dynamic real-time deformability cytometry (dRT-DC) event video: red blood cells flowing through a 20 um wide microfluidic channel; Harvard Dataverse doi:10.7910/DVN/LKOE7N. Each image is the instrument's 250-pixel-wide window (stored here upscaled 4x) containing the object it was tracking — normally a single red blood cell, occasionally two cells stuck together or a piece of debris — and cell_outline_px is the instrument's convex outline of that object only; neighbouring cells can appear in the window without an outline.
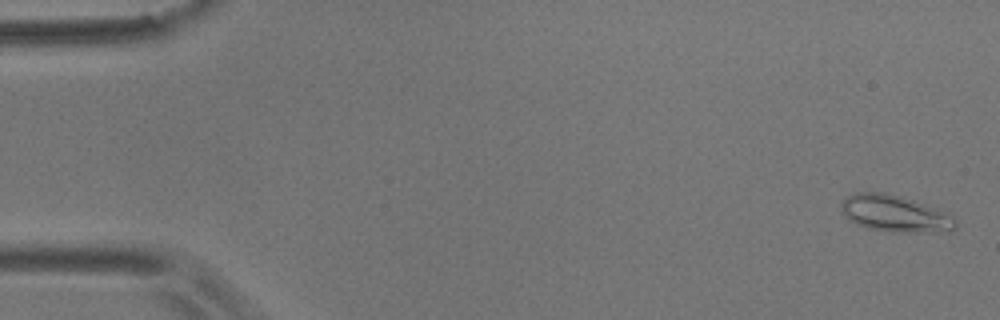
{"species": "common noctule bat (a hibernating species)", "species_latin": "Nyctalus noctula", "temperature_condition": "room temperature", "stored_images_in_passage": 59, "camera_frame_rate_fps": 3000, "um_per_image_px": 0.085, "animal": {"sex": "male", "body_mass_g": 17.9}, "frame": {"image": 1, "passage_image": 2, "time_ms": 0.333, "image_size_px": [1000, 320], "cell_outline_px": [[956, 228], [948, 232], [892, 232], [864, 228], [848, 220], [840, 212], [840, 204], [844, 196], [856, 192], [884, 192], [904, 196], [948, 212], [956, 216]], "centroid_in_image_um": [76.07, 18.15], "position_along_channel_um": 8.9, "area_um2": 25.37}}
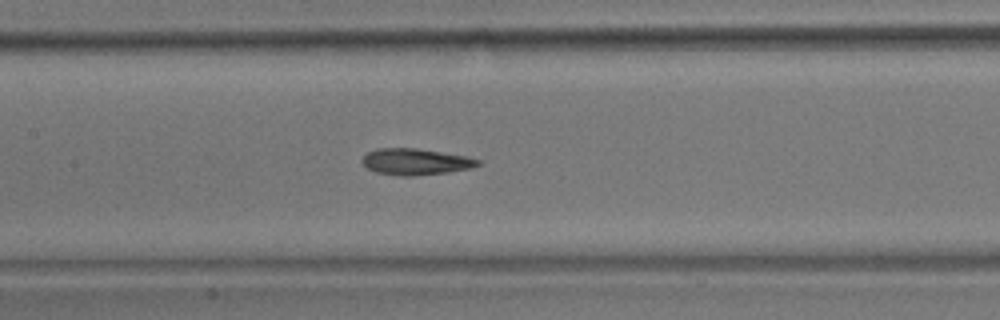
{"frame": {"image": 2, "passage_image": 28, "time_ms": 9.0, "image_size_px": [1000, 320], "cell_outline_px": [[480, 164], [472, 168], [448, 172], [412, 176], [400, 176], [376, 172], [368, 168], [360, 160], [368, 152], [376, 148], [416, 148], [468, 156], [480, 160]], "centroid_in_image_um": [35.33, 13.74], "position_along_channel_um": 172.1, "area_um2": 17.8}}
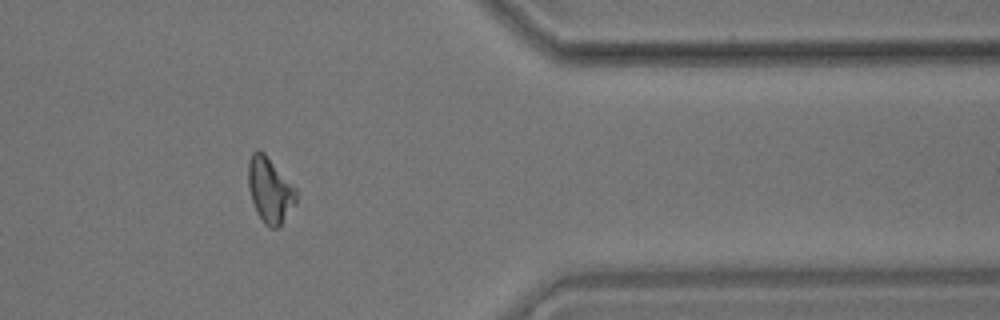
{"frame": {"image": 3, "passage_image": 48, "time_ms": 15.667, "image_size_px": [1000, 320], "cell_outline_px": [[296, 204], [280, 224], [276, 228], [272, 228], [264, 224], [256, 212], [252, 200], [248, 184], [248, 160], [252, 152], [256, 148], [264, 152], [296, 188]], "centroid_in_image_um": [22.92, 16.12], "position_along_channel_um": 388.5, "area_um2": 18.21}, "authors_computed_cell_mechanics": {"area_um2": 17.9758, "velocity_mm_per_s": 3.509, "shape_relaxation_time_tau1_ms": 4.6103, "shape_relaxation_time_tau2_ms": 11.2627, "deformation_change_tau1": 0.1128, "deformation_change_tau2": 0.1888}}